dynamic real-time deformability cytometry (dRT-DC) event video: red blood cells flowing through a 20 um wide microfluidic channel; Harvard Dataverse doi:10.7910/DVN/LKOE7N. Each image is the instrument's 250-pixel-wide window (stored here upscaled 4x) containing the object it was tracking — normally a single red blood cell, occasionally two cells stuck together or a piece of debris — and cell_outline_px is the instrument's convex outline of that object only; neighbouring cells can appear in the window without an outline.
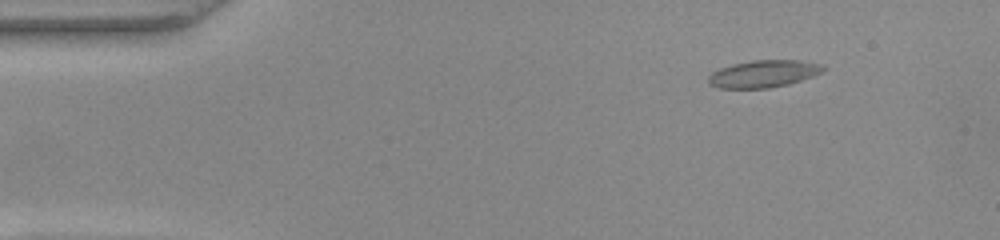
{"species": "common noctule bat (a hibernating species)", "species_latin": "Nyctalus noctula", "temperature_condition": "warm", "stored_images_in_passage": 47, "camera_frame_rate_fps": 3000, "um_per_image_px": 0.085, "animal": {"sex": "female", "body_mass_g": 22.0, "forearm_length_mm": 56.7}, "frame": {"image": 1, "passage_image": 3, "time_ms": 0.667, "image_size_px": [1000, 240], "cell_outline_px": [[828, 68], [824, 72], [788, 84], [768, 88], [720, 88], [708, 84], [708, 76], [712, 72], [720, 68], [732, 64], [752, 60], [800, 60], [824, 64]], "centroid_in_image_um": [64.93, 6.26], "position_along_channel_um": 20.1, "area_um2": 18.38}}
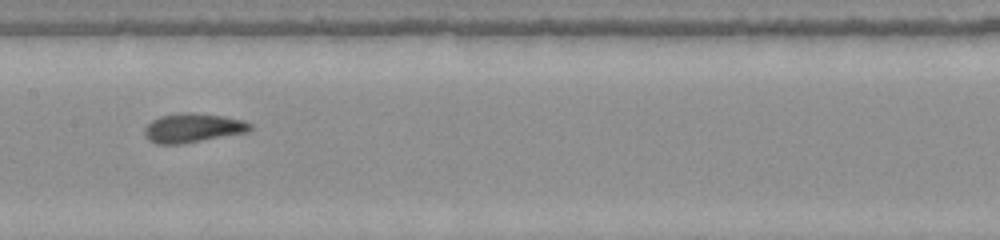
{"frame": {"image": 2, "passage_image": 22, "time_ms": 7.0, "image_size_px": [1000, 240], "cell_outline_px": [[252, 128], [248, 132], [180, 144], [156, 144], [148, 140], [144, 132], [144, 128], [152, 120], [160, 116], [188, 112], [220, 116], [244, 120], [252, 124]], "centroid_in_image_um": [16.38, 10.88], "position_along_channel_um": 191.0, "area_um2": 17.74}}
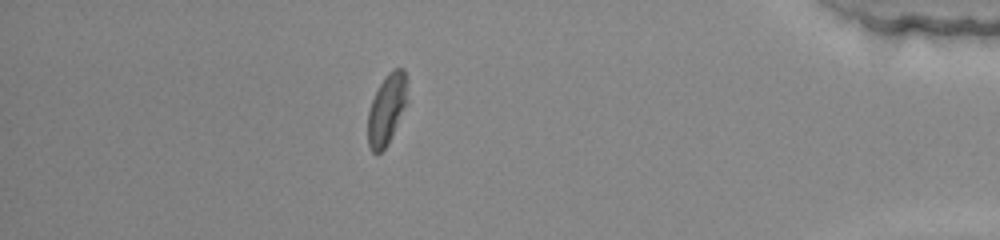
{"frame": {"image": 3, "passage_image": 41, "time_ms": 13.333, "image_size_px": [1000, 240], "cell_outline_px": [[408, 80], [404, 104], [388, 144], [380, 152], [372, 152], [368, 144], [368, 112], [372, 100], [380, 84], [388, 72], [392, 68], [404, 68]], "centroid_in_image_um": [32.85, 9.24], "position_along_channel_um": 402.4, "area_um2": 15.66}, "authors_computed_cell_mechanics": {"area_um2": 17.5712, "velocity_mm_per_s": 4.0462, "shape_relaxation_time_tau1_ms": 6.5641, "shape_relaxation_time_tau2_ms": 1.2957, "deformation_change_tau1": 0.2042, "deformation_change_tau2": 0.0706}}